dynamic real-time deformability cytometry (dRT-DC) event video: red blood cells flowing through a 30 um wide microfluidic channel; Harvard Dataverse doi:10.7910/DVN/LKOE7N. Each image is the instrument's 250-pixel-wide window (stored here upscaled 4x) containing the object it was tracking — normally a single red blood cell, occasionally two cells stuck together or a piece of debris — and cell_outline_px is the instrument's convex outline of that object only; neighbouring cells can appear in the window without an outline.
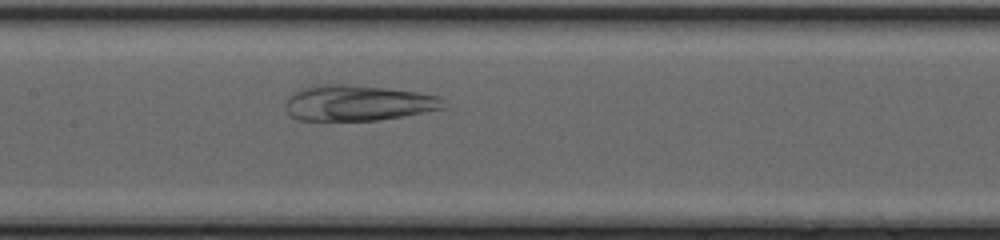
{"species": "common noctule bat (a hibernating species)", "species_latin": "Nyctalus noctula", "temperature_condition": "cold", "stored_images_in_passage": 37, "camera_frame_rate_fps": 3000, "um_per_image_px": 0.085, "animal": {"sex": "female", "body_mass_g": 20.0, "forearm_length_mm": 54.0}, "frame": {"image": 1, "passage_image": 12, "time_ms": 3.667, "image_size_px": [1000, 240], "cell_outline_px": [[448, 108], [376, 120], [296, 120], [288, 112], [288, 96], [300, 88], [312, 84], [344, 84], [388, 88], [420, 92], [436, 96]], "centroid_in_image_um": [30.41, 8.73], "position_along_channel_um": 177.0, "area_um2": 32.66}}
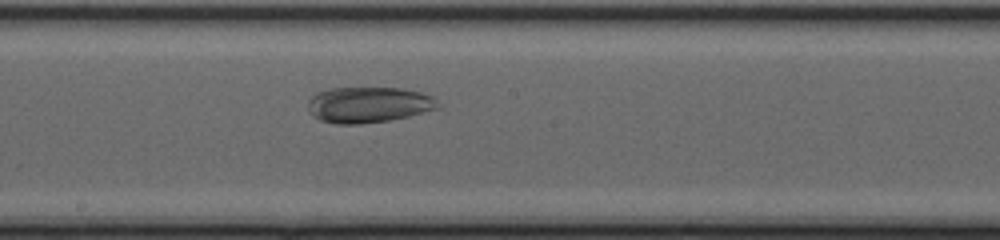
{"frame": {"image": 2, "passage_image": 15, "time_ms": 4.667, "image_size_px": [1000, 240], "cell_outline_px": [[440, 108], [408, 116], [388, 120], [360, 124], [336, 124], [320, 120], [312, 116], [308, 112], [308, 100], [312, 96], [328, 88], [400, 88], [420, 92], [432, 96], [436, 100]], "centroid_in_image_um": [31.29, 8.91], "position_along_channel_um": 216.9, "area_um2": 27.11}}
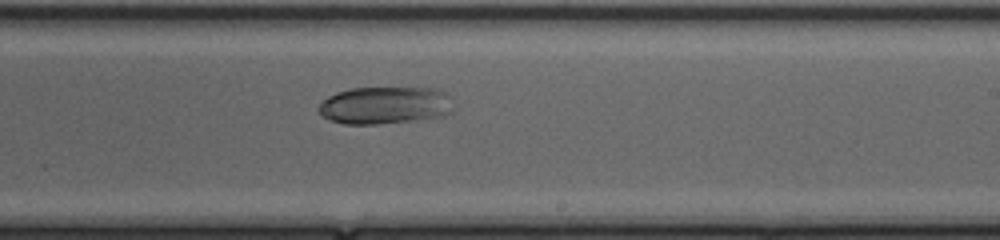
{"frame": {"image": 3, "passage_image": 18, "time_ms": 5.667, "image_size_px": [1000, 240], "cell_outline_px": [[448, 112], [444, 116], [412, 120], [376, 124], [344, 124], [328, 120], [320, 112], [320, 104], [328, 96], [352, 88], [440, 88], [444, 92]], "centroid_in_image_um": [32.63, 8.95], "position_along_channel_um": 256.4, "area_um2": 28.55}}